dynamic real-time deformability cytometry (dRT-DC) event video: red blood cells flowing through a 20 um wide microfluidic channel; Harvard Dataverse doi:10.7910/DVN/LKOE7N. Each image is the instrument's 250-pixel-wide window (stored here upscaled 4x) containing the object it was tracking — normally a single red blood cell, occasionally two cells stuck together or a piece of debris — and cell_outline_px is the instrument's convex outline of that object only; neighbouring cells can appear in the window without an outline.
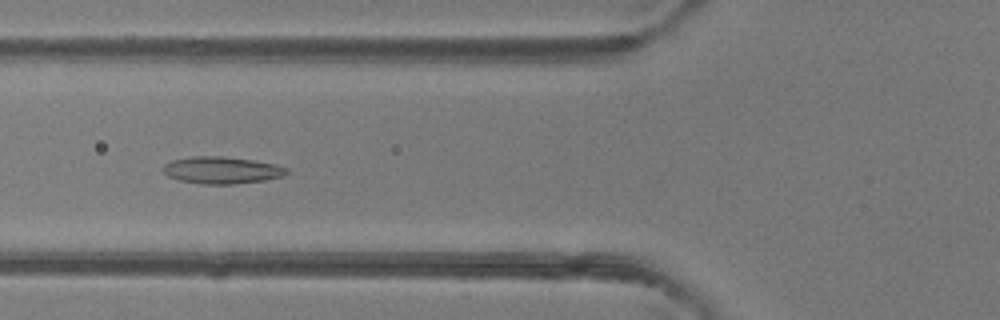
{"species": "common noctule bat (a hibernating species)", "species_latin": "Nyctalus noctula", "temperature_condition": "room temperature", "stored_images_in_passage": 6, "camera_frame_rate_fps": 3000, "um_per_image_px": 0.085, "animal": {"sex": "female"}, "frame": {"image": 1, "passage_image": 5, "time_ms": 5.667, "image_size_px": [1000, 320], "cell_outline_px": [[288, 172], [284, 176], [264, 180], [232, 184], [200, 184], [180, 180], [168, 176], [164, 172], [164, 164], [172, 160], [192, 156], [220, 156], [252, 160], [276, 164], [288, 168]], "centroid_in_image_um": [18.86, 14.46], "position_along_channel_um": 106.9, "area_um2": 19.36}}
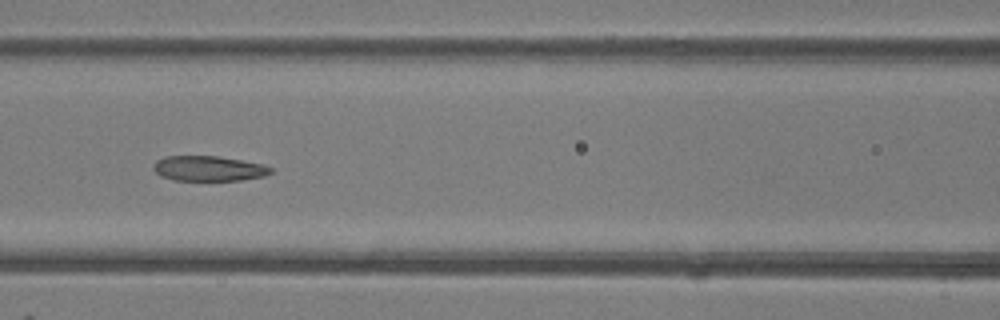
{"frame": {"image": 2, "passage_image": 6, "time_ms": 6.667, "image_size_px": [1000, 320], "cell_outline_px": [[272, 172], [264, 176], [240, 180], [172, 180], [160, 176], [152, 168], [152, 164], [156, 160], [164, 156], [216, 156], [264, 164], [272, 168]], "centroid_in_image_um": [17.69, 14.32], "position_along_channel_um": 148.9, "area_um2": 17.22}}